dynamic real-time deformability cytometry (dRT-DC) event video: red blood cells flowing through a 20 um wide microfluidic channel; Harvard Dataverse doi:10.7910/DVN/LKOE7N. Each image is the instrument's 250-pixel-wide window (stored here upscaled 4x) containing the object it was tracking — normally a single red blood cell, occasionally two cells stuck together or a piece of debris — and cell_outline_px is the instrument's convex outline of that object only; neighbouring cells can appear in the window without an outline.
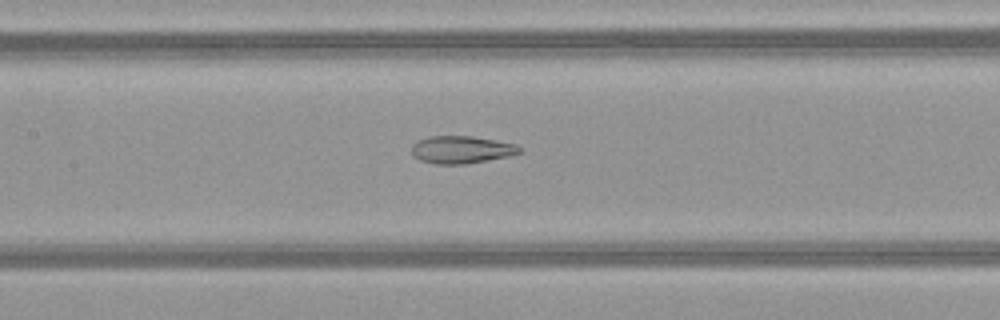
{"species": "common noctule bat (a hibernating species)", "species_latin": "Nyctalus noctula", "temperature_condition": "warm", "stored_images_in_passage": 51, "camera_frame_rate_fps": 3000, "um_per_image_px": 0.085, "animal": {"sex": "female", "body_mass_g": 21.9}, "frame": {"image": 1, "passage_image": 25, "time_ms": 8.0, "image_size_px": [1000, 320], "cell_outline_px": [[520, 152], [508, 156], [464, 164], [436, 164], [420, 160], [412, 156], [412, 144], [416, 140], [428, 136], [472, 136], [496, 140], [516, 144], [520, 148]], "centroid_in_image_um": [39.16, 12.71], "position_along_channel_um": 168.2, "area_um2": 17.28}}
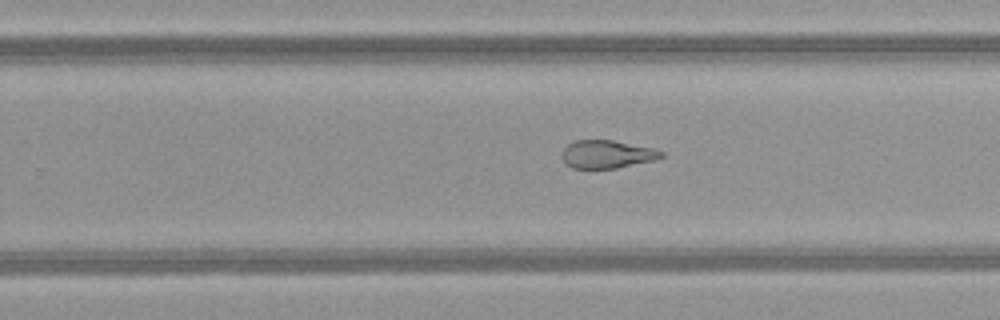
{"frame": {"image": 2, "passage_image": 33, "time_ms": 10.667, "image_size_px": [1000, 320], "cell_outline_px": [[664, 156], [656, 160], [616, 168], [572, 168], [564, 164], [564, 148], [568, 144], [576, 140], [612, 140], [656, 148], [664, 152]], "centroid_in_image_um": [51.65, 13.11], "position_along_channel_um": 278.1, "area_um2": 16.24}}
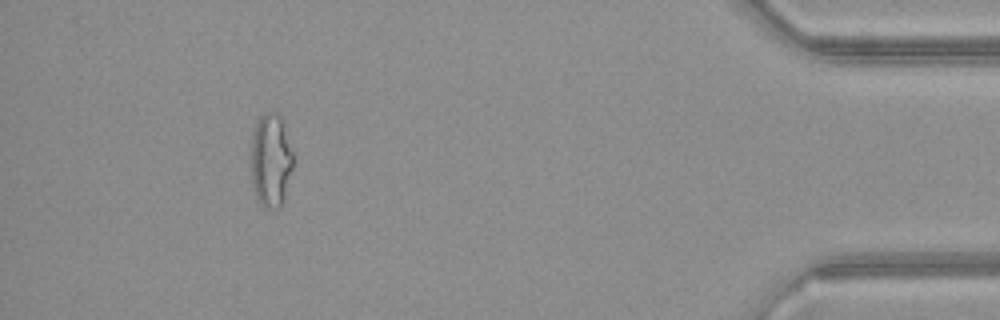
{"frame": {"image": 3, "passage_image": 47, "time_ms": 15.333, "image_size_px": [1000, 320], "cell_outline_px": [[292, 168], [284, 200], [280, 208], [264, 208], [260, 204], [252, 188], [252, 132], [256, 120], [264, 112], [276, 112], [280, 116], [292, 152]], "centroid_in_image_um": [23.0, 13.64], "position_along_channel_um": 412.2, "area_um2": 22.89}, "authors_computed_cell_mechanics": {"area_um2": 22.253, "velocity_mm_per_s": 4.1379, "shape_relaxation_time_tau1_ms": null, "shape_relaxation_time_tau2_ms": 2.3344, "deformation_change_tau1": null, "deformation_change_tau2": 0.107}}